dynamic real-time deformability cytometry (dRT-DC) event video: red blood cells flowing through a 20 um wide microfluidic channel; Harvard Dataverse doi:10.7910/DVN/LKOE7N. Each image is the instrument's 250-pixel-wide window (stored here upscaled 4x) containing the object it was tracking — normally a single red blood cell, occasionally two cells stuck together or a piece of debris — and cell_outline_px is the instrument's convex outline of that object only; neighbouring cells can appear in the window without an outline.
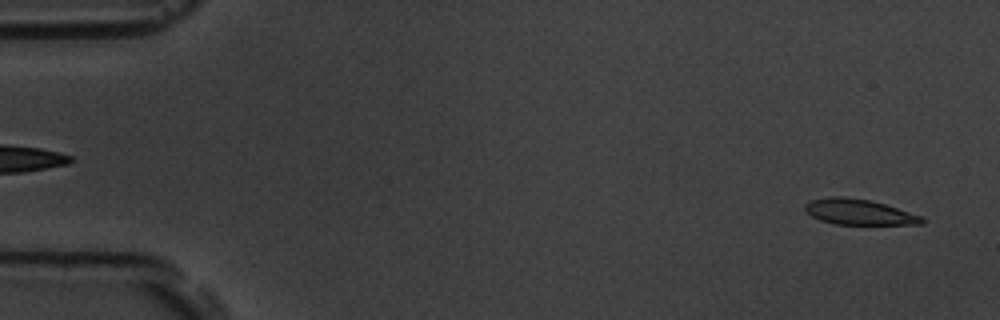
{"species": "common noctule bat (a hibernating species)", "species_latin": "Nyctalus noctula", "temperature_condition": "room temperature", "stored_images_in_passage": 53, "camera_frame_rate_fps": 3000, "um_per_image_px": 0.085, "animal": {"sex": "male", "body_mass_g": 19.5, "forearm_length_mm": 54.6}, "frame": {"image": 1, "passage_image": 2, "time_ms": 0.333, "image_size_px": [1000, 320], "cell_outline_px": [[924, 224], [836, 224], [820, 220], [812, 216], [804, 208], [804, 204], [812, 200], [832, 196], [844, 196], [868, 200], [884, 204], [920, 216], [924, 220]], "centroid_in_image_um": [72.97, 18.02], "position_along_channel_um": 12.0, "area_um2": 17.05}}
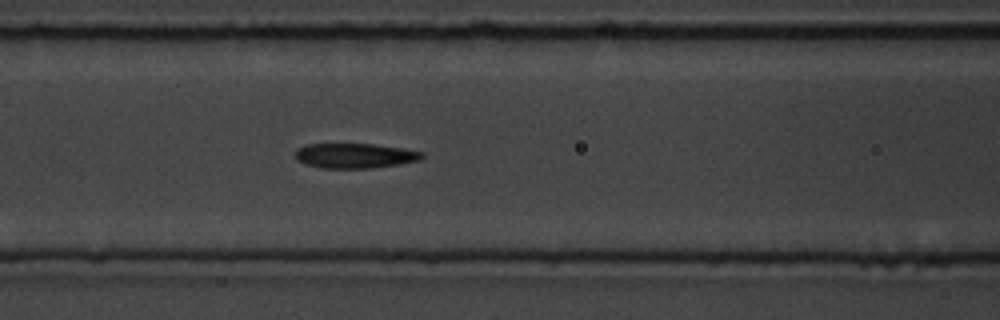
{"frame": {"image": 2, "passage_image": 22, "time_ms": 7.0, "image_size_px": [1000, 320], "cell_outline_px": [[424, 156], [420, 160], [400, 164], [372, 168], [320, 168], [304, 164], [296, 160], [296, 148], [304, 144], [372, 144], [400, 148], [424, 152]], "centroid_in_image_um": [30.13, 13.24], "position_along_channel_um": 136.5, "area_um2": 18.5}}
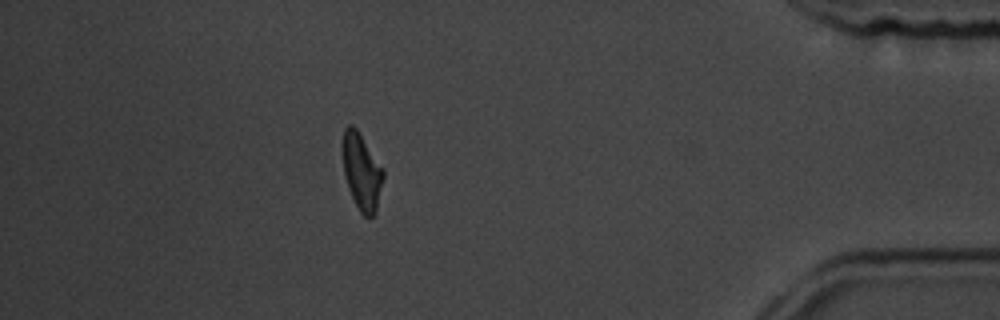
{"frame": {"image": 3, "passage_image": 47, "time_ms": 15.333, "image_size_px": [1000, 320], "cell_outline_px": [[384, 176], [376, 212], [368, 220], [360, 212], [348, 188], [344, 172], [340, 144], [344, 128], [348, 124], [352, 124], [356, 128], [384, 168]], "centroid_in_image_um": [30.73, 14.55], "position_along_channel_um": 404.5, "area_um2": 18.55}, "authors_computed_cell_mechanics": {"area_um2": 18.496, "velocity_mm_per_s": 3.769, "shape_relaxation_time_tau1_ms": 8.0485, "shape_relaxation_time_tau2_ms": 3.9348, "deformation_change_tau1": 0.1996, "deformation_change_tau2": 0.1226}}